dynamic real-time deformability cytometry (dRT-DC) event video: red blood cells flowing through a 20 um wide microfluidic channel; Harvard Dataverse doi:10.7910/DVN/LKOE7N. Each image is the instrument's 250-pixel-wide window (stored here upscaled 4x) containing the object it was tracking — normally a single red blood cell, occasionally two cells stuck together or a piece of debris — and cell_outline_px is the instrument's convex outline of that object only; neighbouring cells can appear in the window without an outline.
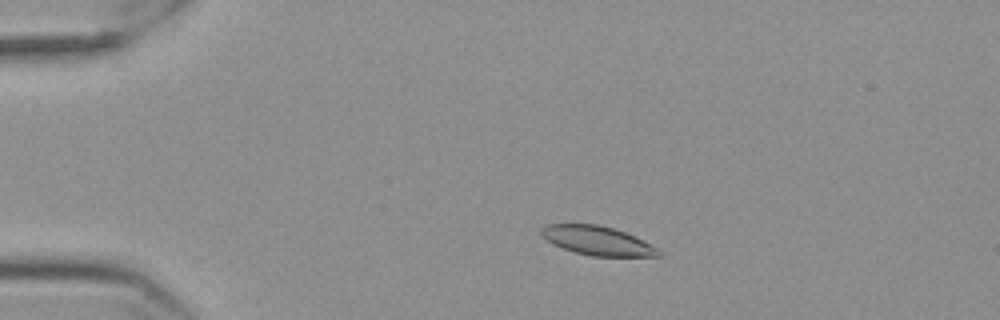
{"species": "Egyptian fruit bat (a non-hibernating species)", "species_latin": "Rousettus aegyptiacus", "temperature_condition": "cold", "stored_images_in_passage": 55, "camera_frame_rate_fps": 3000, "um_per_image_px": 0.085, "frame": {"image": 1, "passage_image": 9, "time_ms": 2.667, "image_size_px": [1000, 320], "cell_outline_px": [[664, 256], [592, 256], [572, 252], [552, 244], [540, 236], [540, 228], [548, 224], [600, 224], [624, 232], [664, 252]], "centroid_in_image_um": [50.71, 20.46], "position_along_channel_um": 34.3, "area_um2": 19.83}}
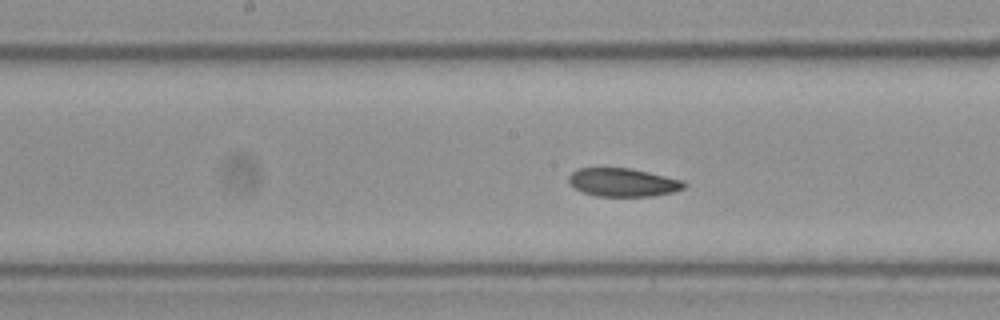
{"frame": {"image": 2, "passage_image": 27, "time_ms": 8.667, "image_size_px": [1000, 320], "cell_outline_px": [[688, 184], [684, 188], [672, 192], [652, 196], [596, 196], [584, 192], [576, 188], [568, 180], [568, 176], [572, 172], [580, 168], [628, 168], [648, 172], [684, 180]], "centroid_in_image_um": [52.99, 15.5], "position_along_channel_um": 195.2, "area_um2": 18.9}}
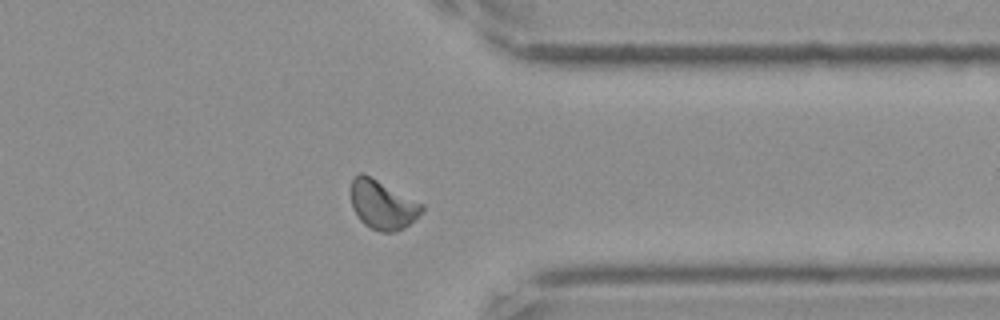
{"frame": {"image": 3, "passage_image": 43, "time_ms": 14.0, "image_size_px": [1000, 320], "cell_outline_px": [[424, 212], [404, 228], [396, 232], [380, 232], [364, 224], [356, 216], [352, 208], [348, 192], [352, 176], [360, 172], [364, 172], [424, 204]], "centroid_in_image_um": [32.47, 17.37], "position_along_channel_um": 378.9, "area_um2": 21.04}, "authors_computed_cell_mechanics": {"area_um2": 19.7676, "velocity_mm_per_s": 3.5269, "shape_relaxation_time_tau1_ms": null, "shape_relaxation_time_tau2_ms": 5.6066, "deformation_change_tau1": null, "deformation_change_tau2": 0.0892}}